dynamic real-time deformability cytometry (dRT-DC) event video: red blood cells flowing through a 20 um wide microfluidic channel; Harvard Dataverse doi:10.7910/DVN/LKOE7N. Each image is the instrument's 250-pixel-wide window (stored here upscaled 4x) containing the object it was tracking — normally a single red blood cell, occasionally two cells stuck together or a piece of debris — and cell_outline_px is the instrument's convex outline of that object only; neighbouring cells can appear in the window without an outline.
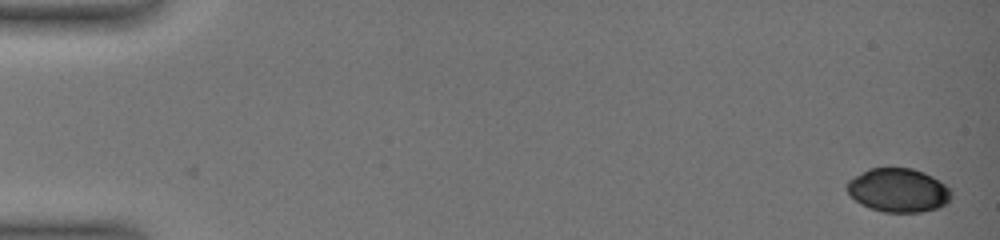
{"species": "common noctule bat (a hibernating species)", "species_latin": "Nyctalus noctula", "temperature_condition": "warm", "stored_images_in_passage": 3, "camera_frame_rate_fps": 3000, "um_per_image_px": 0.085, "animal": {"sex": "female", "body_mass_g": 19.0, "forearm_length_mm": 51.5}, "frame": {"image": 1, "passage_image": 3, "time_ms": 1.0, "image_size_px": [1000, 240], "cell_outline_px": [[952, 196], [948, 204], [936, 208], [920, 212], [884, 212], [860, 204], [848, 192], [848, 180], [868, 168], [912, 168], [924, 172], [932, 176], [944, 184], [952, 192]], "centroid_in_image_um": [76.38, 16.17], "position_along_channel_um": 8.6, "area_um2": 26.47}}